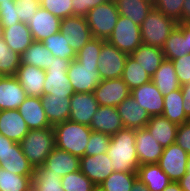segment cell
<instances>
[{"label":"cell","instance_id":"f907efd6","mask_svg":"<svg viewBox=\"0 0 190 191\" xmlns=\"http://www.w3.org/2000/svg\"><path fill=\"white\" fill-rule=\"evenodd\" d=\"M72 16H86L88 12L94 7L108 2L109 0H71Z\"/></svg>","mask_w":190,"mask_h":191},{"label":"cell","instance_id":"52a82bcc","mask_svg":"<svg viewBox=\"0 0 190 191\" xmlns=\"http://www.w3.org/2000/svg\"><path fill=\"white\" fill-rule=\"evenodd\" d=\"M72 60H65L55 57L50 63V67L45 71L44 94L54 96H68L73 94L67 70Z\"/></svg>","mask_w":190,"mask_h":191},{"label":"cell","instance_id":"d590c367","mask_svg":"<svg viewBox=\"0 0 190 191\" xmlns=\"http://www.w3.org/2000/svg\"><path fill=\"white\" fill-rule=\"evenodd\" d=\"M33 175H18L0 167V191H32Z\"/></svg>","mask_w":190,"mask_h":191},{"label":"cell","instance_id":"6da1fadb","mask_svg":"<svg viewBox=\"0 0 190 191\" xmlns=\"http://www.w3.org/2000/svg\"><path fill=\"white\" fill-rule=\"evenodd\" d=\"M107 154L114 171L137 172L140 165L135 148V130L123 128L112 135Z\"/></svg>","mask_w":190,"mask_h":191},{"label":"cell","instance_id":"83f0119b","mask_svg":"<svg viewBox=\"0 0 190 191\" xmlns=\"http://www.w3.org/2000/svg\"><path fill=\"white\" fill-rule=\"evenodd\" d=\"M2 169L18 175H33L34 168L22 152L20 143H14L0 162Z\"/></svg>","mask_w":190,"mask_h":191},{"label":"cell","instance_id":"f35d334b","mask_svg":"<svg viewBox=\"0 0 190 191\" xmlns=\"http://www.w3.org/2000/svg\"><path fill=\"white\" fill-rule=\"evenodd\" d=\"M121 78L130 90L151 81V77L130 55L126 59Z\"/></svg>","mask_w":190,"mask_h":191},{"label":"cell","instance_id":"9c48e42d","mask_svg":"<svg viewBox=\"0 0 190 191\" xmlns=\"http://www.w3.org/2000/svg\"><path fill=\"white\" fill-rule=\"evenodd\" d=\"M127 57L128 54L104 40L98 60V72L102 80L121 78Z\"/></svg>","mask_w":190,"mask_h":191},{"label":"cell","instance_id":"484cf974","mask_svg":"<svg viewBox=\"0 0 190 191\" xmlns=\"http://www.w3.org/2000/svg\"><path fill=\"white\" fill-rule=\"evenodd\" d=\"M3 39L7 46L20 56L34 42L28 24L19 22L3 29Z\"/></svg>","mask_w":190,"mask_h":191},{"label":"cell","instance_id":"4dcf8cb0","mask_svg":"<svg viewBox=\"0 0 190 191\" xmlns=\"http://www.w3.org/2000/svg\"><path fill=\"white\" fill-rule=\"evenodd\" d=\"M120 16L132 20L139 26L143 23L146 16L154 8V3L148 0H114Z\"/></svg>","mask_w":190,"mask_h":191},{"label":"cell","instance_id":"816d5d0a","mask_svg":"<svg viewBox=\"0 0 190 191\" xmlns=\"http://www.w3.org/2000/svg\"><path fill=\"white\" fill-rule=\"evenodd\" d=\"M175 143L190 155V120L178 125Z\"/></svg>","mask_w":190,"mask_h":191},{"label":"cell","instance_id":"ffe728a7","mask_svg":"<svg viewBox=\"0 0 190 191\" xmlns=\"http://www.w3.org/2000/svg\"><path fill=\"white\" fill-rule=\"evenodd\" d=\"M45 70L20 64L15 77L24 88L26 96L41 97L44 94Z\"/></svg>","mask_w":190,"mask_h":191},{"label":"cell","instance_id":"603a6c76","mask_svg":"<svg viewBox=\"0 0 190 191\" xmlns=\"http://www.w3.org/2000/svg\"><path fill=\"white\" fill-rule=\"evenodd\" d=\"M92 131L102 132L110 136L124 128L116 107L99 106L89 126Z\"/></svg>","mask_w":190,"mask_h":191},{"label":"cell","instance_id":"e575fe53","mask_svg":"<svg viewBox=\"0 0 190 191\" xmlns=\"http://www.w3.org/2000/svg\"><path fill=\"white\" fill-rule=\"evenodd\" d=\"M32 191H64L61 176L54 175L44 165L36 167L32 177Z\"/></svg>","mask_w":190,"mask_h":191},{"label":"cell","instance_id":"f1b7e54d","mask_svg":"<svg viewBox=\"0 0 190 191\" xmlns=\"http://www.w3.org/2000/svg\"><path fill=\"white\" fill-rule=\"evenodd\" d=\"M130 56L150 77L155 74V71L165 60V56L161 48L145 44H141Z\"/></svg>","mask_w":190,"mask_h":191},{"label":"cell","instance_id":"ba28073f","mask_svg":"<svg viewBox=\"0 0 190 191\" xmlns=\"http://www.w3.org/2000/svg\"><path fill=\"white\" fill-rule=\"evenodd\" d=\"M99 65L80 64L76 59L72 60L67 70L73 93H90L102 81L98 72Z\"/></svg>","mask_w":190,"mask_h":191},{"label":"cell","instance_id":"680465c9","mask_svg":"<svg viewBox=\"0 0 190 191\" xmlns=\"http://www.w3.org/2000/svg\"><path fill=\"white\" fill-rule=\"evenodd\" d=\"M131 191H149V190L147 186L139 178H137L134 181Z\"/></svg>","mask_w":190,"mask_h":191},{"label":"cell","instance_id":"d6986e66","mask_svg":"<svg viewBox=\"0 0 190 191\" xmlns=\"http://www.w3.org/2000/svg\"><path fill=\"white\" fill-rule=\"evenodd\" d=\"M61 19L40 7L27 24L34 41L42 42L45 38L60 31Z\"/></svg>","mask_w":190,"mask_h":191},{"label":"cell","instance_id":"5b68a950","mask_svg":"<svg viewBox=\"0 0 190 191\" xmlns=\"http://www.w3.org/2000/svg\"><path fill=\"white\" fill-rule=\"evenodd\" d=\"M119 16L114 0H109L91 9L85 17L92 37L107 40L114 30Z\"/></svg>","mask_w":190,"mask_h":191},{"label":"cell","instance_id":"cb8c5ba5","mask_svg":"<svg viewBox=\"0 0 190 191\" xmlns=\"http://www.w3.org/2000/svg\"><path fill=\"white\" fill-rule=\"evenodd\" d=\"M43 165L51 170V173L62 178L80 170V158L55 146Z\"/></svg>","mask_w":190,"mask_h":191},{"label":"cell","instance_id":"d6a6232c","mask_svg":"<svg viewBox=\"0 0 190 191\" xmlns=\"http://www.w3.org/2000/svg\"><path fill=\"white\" fill-rule=\"evenodd\" d=\"M55 56L40 41H34L21 55V64L31 65L43 70L50 67Z\"/></svg>","mask_w":190,"mask_h":191},{"label":"cell","instance_id":"94428289","mask_svg":"<svg viewBox=\"0 0 190 191\" xmlns=\"http://www.w3.org/2000/svg\"><path fill=\"white\" fill-rule=\"evenodd\" d=\"M0 4H15V0H0Z\"/></svg>","mask_w":190,"mask_h":191},{"label":"cell","instance_id":"e0dca14e","mask_svg":"<svg viewBox=\"0 0 190 191\" xmlns=\"http://www.w3.org/2000/svg\"><path fill=\"white\" fill-rule=\"evenodd\" d=\"M116 108L124 128L134 130L145 128L150 120V115L147 111L140 107L139 103L131 95L123 100Z\"/></svg>","mask_w":190,"mask_h":191},{"label":"cell","instance_id":"91938a15","mask_svg":"<svg viewBox=\"0 0 190 191\" xmlns=\"http://www.w3.org/2000/svg\"><path fill=\"white\" fill-rule=\"evenodd\" d=\"M163 191H182L178 182H170Z\"/></svg>","mask_w":190,"mask_h":191},{"label":"cell","instance_id":"1f68e13d","mask_svg":"<svg viewBox=\"0 0 190 191\" xmlns=\"http://www.w3.org/2000/svg\"><path fill=\"white\" fill-rule=\"evenodd\" d=\"M151 81L156 85L163 95L181 88L178 77L171 60L165 59L160 67L151 77Z\"/></svg>","mask_w":190,"mask_h":191},{"label":"cell","instance_id":"d4e9b609","mask_svg":"<svg viewBox=\"0 0 190 191\" xmlns=\"http://www.w3.org/2000/svg\"><path fill=\"white\" fill-rule=\"evenodd\" d=\"M40 98L51 126H55L69 119L70 98L68 96L43 94Z\"/></svg>","mask_w":190,"mask_h":191},{"label":"cell","instance_id":"ee69618b","mask_svg":"<svg viewBox=\"0 0 190 191\" xmlns=\"http://www.w3.org/2000/svg\"><path fill=\"white\" fill-rule=\"evenodd\" d=\"M111 136L102 132L92 131L85 149V155L107 153Z\"/></svg>","mask_w":190,"mask_h":191},{"label":"cell","instance_id":"7402d4cb","mask_svg":"<svg viewBox=\"0 0 190 191\" xmlns=\"http://www.w3.org/2000/svg\"><path fill=\"white\" fill-rule=\"evenodd\" d=\"M18 110L29 130L52 127L46 117L40 97L27 96Z\"/></svg>","mask_w":190,"mask_h":191},{"label":"cell","instance_id":"6125c7cd","mask_svg":"<svg viewBox=\"0 0 190 191\" xmlns=\"http://www.w3.org/2000/svg\"><path fill=\"white\" fill-rule=\"evenodd\" d=\"M186 169H187V172H186V173H190V155L188 156Z\"/></svg>","mask_w":190,"mask_h":191},{"label":"cell","instance_id":"44dd1931","mask_svg":"<svg viewBox=\"0 0 190 191\" xmlns=\"http://www.w3.org/2000/svg\"><path fill=\"white\" fill-rule=\"evenodd\" d=\"M26 92L15 76H0V111L18 109Z\"/></svg>","mask_w":190,"mask_h":191},{"label":"cell","instance_id":"3957f363","mask_svg":"<svg viewBox=\"0 0 190 191\" xmlns=\"http://www.w3.org/2000/svg\"><path fill=\"white\" fill-rule=\"evenodd\" d=\"M22 152L35 169L43 166L47 156L55 147V134L53 126L44 129L29 130L20 142Z\"/></svg>","mask_w":190,"mask_h":191},{"label":"cell","instance_id":"8992f818","mask_svg":"<svg viewBox=\"0 0 190 191\" xmlns=\"http://www.w3.org/2000/svg\"><path fill=\"white\" fill-rule=\"evenodd\" d=\"M107 41L119 51L131 55L142 44L140 26L127 17L119 16Z\"/></svg>","mask_w":190,"mask_h":191},{"label":"cell","instance_id":"b9f144b4","mask_svg":"<svg viewBox=\"0 0 190 191\" xmlns=\"http://www.w3.org/2000/svg\"><path fill=\"white\" fill-rule=\"evenodd\" d=\"M61 183L64 191H94L97 188L81 170L63 176Z\"/></svg>","mask_w":190,"mask_h":191},{"label":"cell","instance_id":"8fae6325","mask_svg":"<svg viewBox=\"0 0 190 191\" xmlns=\"http://www.w3.org/2000/svg\"><path fill=\"white\" fill-rule=\"evenodd\" d=\"M189 154L176 143L163 149L158 161L159 167L167 174L171 182H178L187 172Z\"/></svg>","mask_w":190,"mask_h":191},{"label":"cell","instance_id":"836d02e7","mask_svg":"<svg viewBox=\"0 0 190 191\" xmlns=\"http://www.w3.org/2000/svg\"><path fill=\"white\" fill-rule=\"evenodd\" d=\"M164 110L162 115L176 125L189 121L183 109L181 88L164 95Z\"/></svg>","mask_w":190,"mask_h":191},{"label":"cell","instance_id":"f6af8a7d","mask_svg":"<svg viewBox=\"0 0 190 191\" xmlns=\"http://www.w3.org/2000/svg\"><path fill=\"white\" fill-rule=\"evenodd\" d=\"M185 0H155L154 8L165 16L182 23V7Z\"/></svg>","mask_w":190,"mask_h":191},{"label":"cell","instance_id":"74e56055","mask_svg":"<svg viewBox=\"0 0 190 191\" xmlns=\"http://www.w3.org/2000/svg\"><path fill=\"white\" fill-rule=\"evenodd\" d=\"M162 51L165 59L171 61L188 54L187 39H185L183 32L178 27L169 35L162 47Z\"/></svg>","mask_w":190,"mask_h":191},{"label":"cell","instance_id":"7dc6e473","mask_svg":"<svg viewBox=\"0 0 190 191\" xmlns=\"http://www.w3.org/2000/svg\"><path fill=\"white\" fill-rule=\"evenodd\" d=\"M15 5L20 22L26 24L41 7L40 0H15Z\"/></svg>","mask_w":190,"mask_h":191},{"label":"cell","instance_id":"f546056e","mask_svg":"<svg viewBox=\"0 0 190 191\" xmlns=\"http://www.w3.org/2000/svg\"><path fill=\"white\" fill-rule=\"evenodd\" d=\"M137 177L149 191H163L171 182L157 163L140 165L137 169Z\"/></svg>","mask_w":190,"mask_h":191},{"label":"cell","instance_id":"30bf717a","mask_svg":"<svg viewBox=\"0 0 190 191\" xmlns=\"http://www.w3.org/2000/svg\"><path fill=\"white\" fill-rule=\"evenodd\" d=\"M60 32L76 53L93 37L85 16H70L61 19Z\"/></svg>","mask_w":190,"mask_h":191},{"label":"cell","instance_id":"e7e4bbea","mask_svg":"<svg viewBox=\"0 0 190 191\" xmlns=\"http://www.w3.org/2000/svg\"><path fill=\"white\" fill-rule=\"evenodd\" d=\"M94 191H102V190L97 187Z\"/></svg>","mask_w":190,"mask_h":191},{"label":"cell","instance_id":"7bdbcfd3","mask_svg":"<svg viewBox=\"0 0 190 191\" xmlns=\"http://www.w3.org/2000/svg\"><path fill=\"white\" fill-rule=\"evenodd\" d=\"M104 39L92 38L76 53V60L80 64L99 65V55Z\"/></svg>","mask_w":190,"mask_h":191},{"label":"cell","instance_id":"f5cc1de1","mask_svg":"<svg viewBox=\"0 0 190 191\" xmlns=\"http://www.w3.org/2000/svg\"><path fill=\"white\" fill-rule=\"evenodd\" d=\"M183 95V109L186 116L190 119V83L181 86Z\"/></svg>","mask_w":190,"mask_h":191},{"label":"cell","instance_id":"2e32d148","mask_svg":"<svg viewBox=\"0 0 190 191\" xmlns=\"http://www.w3.org/2000/svg\"><path fill=\"white\" fill-rule=\"evenodd\" d=\"M135 148L139 165L158 163L164 149L146 128L135 130Z\"/></svg>","mask_w":190,"mask_h":191},{"label":"cell","instance_id":"681fc988","mask_svg":"<svg viewBox=\"0 0 190 191\" xmlns=\"http://www.w3.org/2000/svg\"><path fill=\"white\" fill-rule=\"evenodd\" d=\"M0 22L3 29L20 22L15 4H0Z\"/></svg>","mask_w":190,"mask_h":191},{"label":"cell","instance_id":"db71d44e","mask_svg":"<svg viewBox=\"0 0 190 191\" xmlns=\"http://www.w3.org/2000/svg\"><path fill=\"white\" fill-rule=\"evenodd\" d=\"M14 143V141L9 140L8 138L0 134V162L2 161L3 156L10 149V146H12Z\"/></svg>","mask_w":190,"mask_h":191},{"label":"cell","instance_id":"ac0fdd59","mask_svg":"<svg viewBox=\"0 0 190 191\" xmlns=\"http://www.w3.org/2000/svg\"><path fill=\"white\" fill-rule=\"evenodd\" d=\"M29 129L18 109L0 111V134L16 143H20Z\"/></svg>","mask_w":190,"mask_h":191},{"label":"cell","instance_id":"277c9868","mask_svg":"<svg viewBox=\"0 0 190 191\" xmlns=\"http://www.w3.org/2000/svg\"><path fill=\"white\" fill-rule=\"evenodd\" d=\"M178 22L153 8L140 25L142 44L161 48Z\"/></svg>","mask_w":190,"mask_h":191},{"label":"cell","instance_id":"6f0895ef","mask_svg":"<svg viewBox=\"0 0 190 191\" xmlns=\"http://www.w3.org/2000/svg\"><path fill=\"white\" fill-rule=\"evenodd\" d=\"M178 183L182 191H190V173H185Z\"/></svg>","mask_w":190,"mask_h":191},{"label":"cell","instance_id":"4316f807","mask_svg":"<svg viewBox=\"0 0 190 191\" xmlns=\"http://www.w3.org/2000/svg\"><path fill=\"white\" fill-rule=\"evenodd\" d=\"M145 128L164 148L175 143L178 125L163 115L151 116Z\"/></svg>","mask_w":190,"mask_h":191},{"label":"cell","instance_id":"ab89813d","mask_svg":"<svg viewBox=\"0 0 190 191\" xmlns=\"http://www.w3.org/2000/svg\"><path fill=\"white\" fill-rule=\"evenodd\" d=\"M42 43L57 58L76 59V52L69 46L67 39L64 38L60 31L45 38Z\"/></svg>","mask_w":190,"mask_h":191},{"label":"cell","instance_id":"c3c4849f","mask_svg":"<svg viewBox=\"0 0 190 191\" xmlns=\"http://www.w3.org/2000/svg\"><path fill=\"white\" fill-rule=\"evenodd\" d=\"M180 85L190 83V53L172 60Z\"/></svg>","mask_w":190,"mask_h":191},{"label":"cell","instance_id":"7a4b0ae2","mask_svg":"<svg viewBox=\"0 0 190 191\" xmlns=\"http://www.w3.org/2000/svg\"><path fill=\"white\" fill-rule=\"evenodd\" d=\"M55 146L79 158L85 156V149L91 135L89 126L66 120L53 126Z\"/></svg>","mask_w":190,"mask_h":191},{"label":"cell","instance_id":"4fadbf2b","mask_svg":"<svg viewBox=\"0 0 190 191\" xmlns=\"http://www.w3.org/2000/svg\"><path fill=\"white\" fill-rule=\"evenodd\" d=\"M99 104L93 92L73 93L70 97V121L90 126Z\"/></svg>","mask_w":190,"mask_h":191},{"label":"cell","instance_id":"be15d7a7","mask_svg":"<svg viewBox=\"0 0 190 191\" xmlns=\"http://www.w3.org/2000/svg\"><path fill=\"white\" fill-rule=\"evenodd\" d=\"M2 37H3V26L0 22V38H2Z\"/></svg>","mask_w":190,"mask_h":191},{"label":"cell","instance_id":"5bb4252c","mask_svg":"<svg viewBox=\"0 0 190 191\" xmlns=\"http://www.w3.org/2000/svg\"><path fill=\"white\" fill-rule=\"evenodd\" d=\"M80 170L97 187L114 172L107 153L81 157Z\"/></svg>","mask_w":190,"mask_h":191},{"label":"cell","instance_id":"60d3db41","mask_svg":"<svg viewBox=\"0 0 190 191\" xmlns=\"http://www.w3.org/2000/svg\"><path fill=\"white\" fill-rule=\"evenodd\" d=\"M21 64V56L12 51L0 38V76H15Z\"/></svg>","mask_w":190,"mask_h":191},{"label":"cell","instance_id":"8d00e7d4","mask_svg":"<svg viewBox=\"0 0 190 191\" xmlns=\"http://www.w3.org/2000/svg\"><path fill=\"white\" fill-rule=\"evenodd\" d=\"M137 172L114 171L98 188L102 191H131Z\"/></svg>","mask_w":190,"mask_h":191},{"label":"cell","instance_id":"11a10c76","mask_svg":"<svg viewBox=\"0 0 190 191\" xmlns=\"http://www.w3.org/2000/svg\"><path fill=\"white\" fill-rule=\"evenodd\" d=\"M177 27L183 32L185 39H187L188 53H190V22L178 23Z\"/></svg>","mask_w":190,"mask_h":191},{"label":"cell","instance_id":"7c38bea8","mask_svg":"<svg viewBox=\"0 0 190 191\" xmlns=\"http://www.w3.org/2000/svg\"><path fill=\"white\" fill-rule=\"evenodd\" d=\"M99 106L117 107L130 96L131 90L122 78L102 80L94 89Z\"/></svg>","mask_w":190,"mask_h":191},{"label":"cell","instance_id":"bcb514c9","mask_svg":"<svg viewBox=\"0 0 190 191\" xmlns=\"http://www.w3.org/2000/svg\"><path fill=\"white\" fill-rule=\"evenodd\" d=\"M71 0H40V6L51 14L64 19L72 16Z\"/></svg>","mask_w":190,"mask_h":191},{"label":"cell","instance_id":"9f6ffc18","mask_svg":"<svg viewBox=\"0 0 190 191\" xmlns=\"http://www.w3.org/2000/svg\"><path fill=\"white\" fill-rule=\"evenodd\" d=\"M190 22V0H185L182 7V23Z\"/></svg>","mask_w":190,"mask_h":191},{"label":"cell","instance_id":"9a60e30c","mask_svg":"<svg viewBox=\"0 0 190 191\" xmlns=\"http://www.w3.org/2000/svg\"><path fill=\"white\" fill-rule=\"evenodd\" d=\"M130 95L144 108L151 116L162 115L164 110V95L156 85L149 81L131 90Z\"/></svg>","mask_w":190,"mask_h":191}]
</instances>
